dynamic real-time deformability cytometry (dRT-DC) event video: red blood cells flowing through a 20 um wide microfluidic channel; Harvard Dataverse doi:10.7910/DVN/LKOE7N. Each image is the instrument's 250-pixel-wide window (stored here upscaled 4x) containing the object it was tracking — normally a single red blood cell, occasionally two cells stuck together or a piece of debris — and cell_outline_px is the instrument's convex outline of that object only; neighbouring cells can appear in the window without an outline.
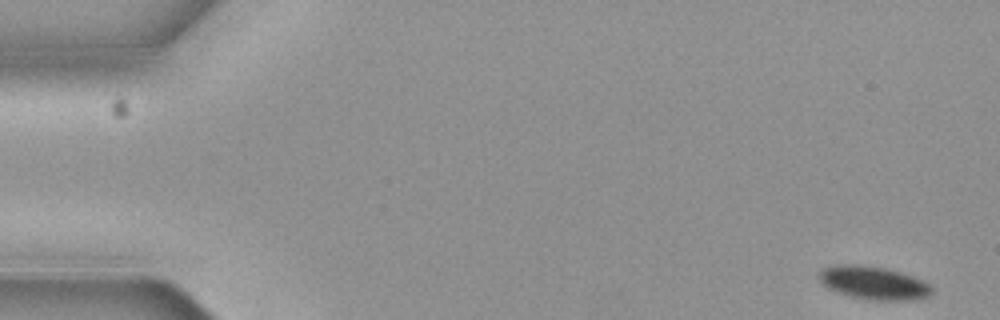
{"species": "common noctule bat (a hibernating species)", "species_latin": "Nyctalus noctula", "temperature_condition": "cold", "stored_images_in_passage": 6, "camera_frame_rate_fps": 3000, "um_per_image_px": 0.085, "animal": {"sex": "female", "body_mass_g": 19.3, "forearm_length_mm": 54.1}, "frame": {"image": 1, "passage_image": 1, "time_ms": 0.0, "image_size_px": [1000, 320], "cell_outline_px": [[932, 292], [928, 296], [916, 300], [868, 300], [848, 296], [836, 292], [820, 284], [816, 276], [824, 268], [836, 264], [856, 264], [884, 268], [900, 272], [924, 280], [932, 288]], "centroid_in_image_um": [74.2, 24.05], "position_along_channel_um": 10.8, "area_um2": 22.08}}